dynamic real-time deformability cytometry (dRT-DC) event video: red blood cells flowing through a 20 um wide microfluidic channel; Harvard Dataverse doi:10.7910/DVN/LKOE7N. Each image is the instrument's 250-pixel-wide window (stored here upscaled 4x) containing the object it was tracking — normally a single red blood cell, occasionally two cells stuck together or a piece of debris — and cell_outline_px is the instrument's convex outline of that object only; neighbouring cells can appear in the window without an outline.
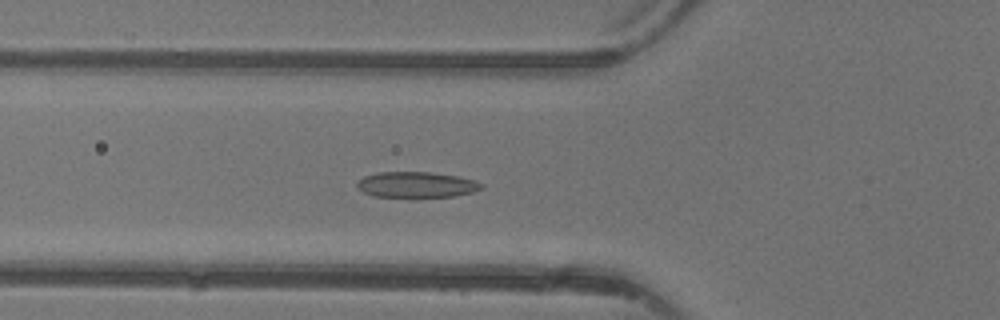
{"species": "common noctule bat (a hibernating species)", "species_latin": "Nyctalus noctula", "temperature_condition": "warm", "stored_images_in_passage": 26, "camera_frame_rate_fps": 3000, "um_per_image_px": 0.085, "animal": {"sex": "female"}, "frame": {"image": 1, "passage_image": 4, "time_ms": 1.0, "image_size_px": [1000, 320], "cell_outline_px": [[484, 188], [472, 192], [452, 196], [372, 196], [356, 188], [356, 184], [364, 176], [380, 172], [428, 172], [460, 176], [476, 180], [484, 184]], "centroid_in_image_um": [35.43, 15.68], "position_along_channel_um": 90.4, "area_um2": 18.5}}
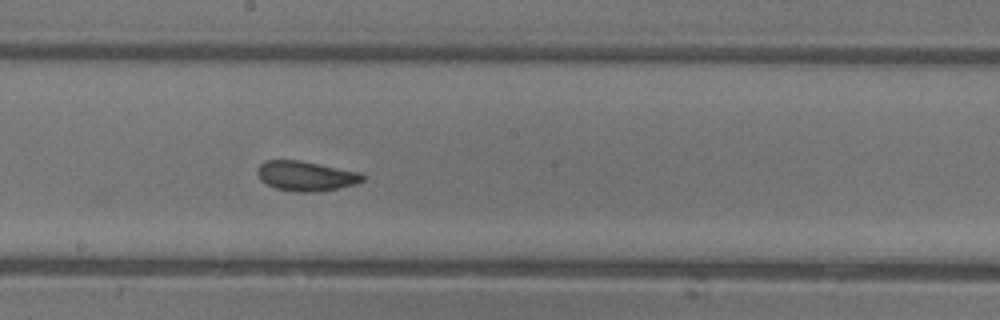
{"frame": {"image": 2, "passage_image": 13, "time_ms": 4.0, "image_size_px": [1000, 320], "cell_outline_px": [[364, 180], [356, 184], [340, 188], [320, 192], [296, 192], [276, 188], [260, 180], [256, 172], [256, 168], [264, 160], [300, 160], [360, 172], [364, 176]], "centroid_in_image_um": [25.99, 14.96], "position_along_channel_um": 222.2, "area_um2": 18.5}}
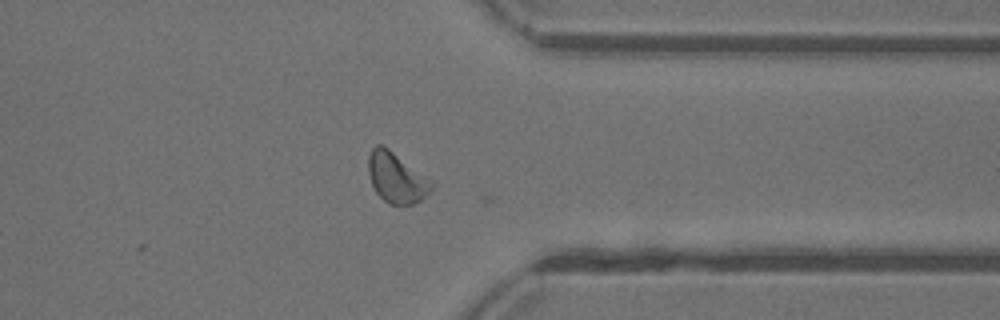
{"frame": {"image": 3, "passage_image": 24, "time_ms": 7.667, "image_size_px": [1000, 320], "cell_outline_px": [[436, 184], [432, 192], [420, 200], [412, 204], [388, 204], [376, 192], [372, 184], [368, 172], [368, 156], [372, 148], [376, 144], [384, 144], [436, 180]], "centroid_in_image_um": [33.78, 15.06], "position_along_channel_um": 377.6, "area_um2": 19.42}, "authors_computed_cell_mechanics": {"area_um2": 18.1492, "velocity_mm_per_s": 4.3682, "shape_relaxation_time_tau1_ms": 3.4827, "shape_relaxation_time_tau2_ms": 1.4159, "deformation_change_tau1": 0.1288, "deformation_change_tau2": 0.0788}}